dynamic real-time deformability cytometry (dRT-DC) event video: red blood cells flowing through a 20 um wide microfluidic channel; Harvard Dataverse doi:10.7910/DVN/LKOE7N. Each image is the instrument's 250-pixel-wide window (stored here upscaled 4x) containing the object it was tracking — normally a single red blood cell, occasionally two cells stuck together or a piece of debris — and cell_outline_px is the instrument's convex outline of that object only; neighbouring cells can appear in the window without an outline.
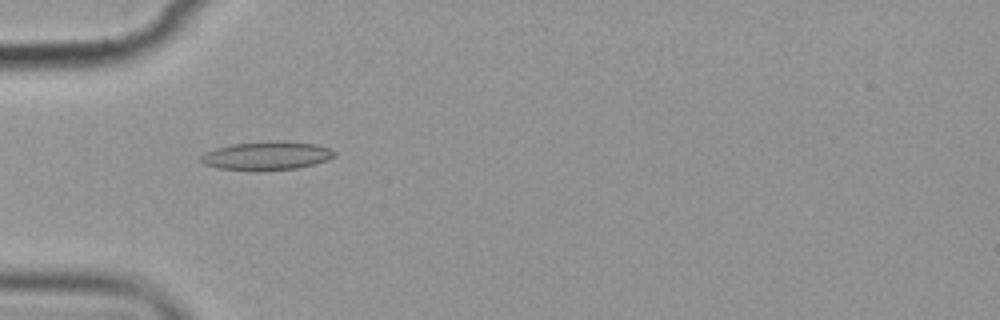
{"species": "common noctule bat (a hibernating species)", "species_latin": "Nyctalus noctula", "temperature_condition": "cold", "stored_images_in_passage": 6, "camera_frame_rate_fps": 3000, "um_per_image_px": 0.085, "animal": {"sex": "female", "body_mass_g": 19.9}, "frame": {"image": 1, "passage_image": 5, "time_ms": 4.667, "image_size_px": [1000, 320], "cell_outline_px": [[336, 156], [328, 160], [296, 168], [216, 168], [204, 164], [200, 160], [200, 156], [204, 152], [216, 148], [232, 144], [276, 140], [280, 140], [316, 144], [328, 148], [336, 152]], "centroid_in_image_um": [22.69, 13.18], "position_along_channel_um": 62.3, "area_um2": 21.44}}
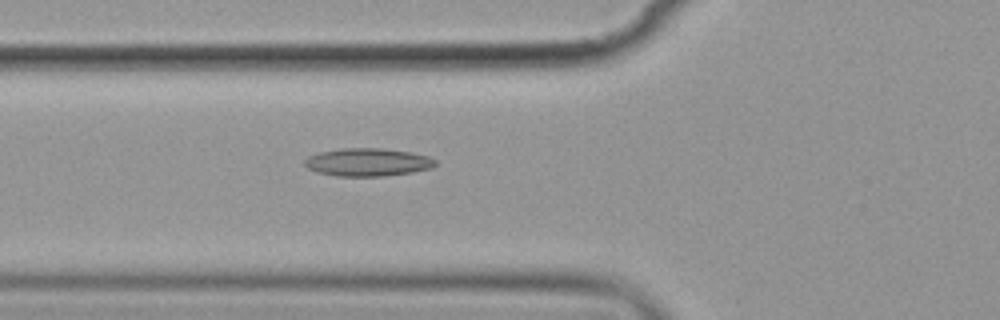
{"frame": {"image": 2, "passage_image": 6, "time_ms": 5.667, "image_size_px": [1000, 320], "cell_outline_px": [[436, 164], [432, 168], [412, 172], [384, 176], [336, 176], [316, 172], [308, 168], [304, 164], [304, 160], [308, 156], [320, 152], [340, 148], [384, 148], [412, 152], [428, 156], [436, 160]], "centroid_in_image_um": [31.25, 13.78], "position_along_channel_um": 94.5, "area_um2": 21.44}}